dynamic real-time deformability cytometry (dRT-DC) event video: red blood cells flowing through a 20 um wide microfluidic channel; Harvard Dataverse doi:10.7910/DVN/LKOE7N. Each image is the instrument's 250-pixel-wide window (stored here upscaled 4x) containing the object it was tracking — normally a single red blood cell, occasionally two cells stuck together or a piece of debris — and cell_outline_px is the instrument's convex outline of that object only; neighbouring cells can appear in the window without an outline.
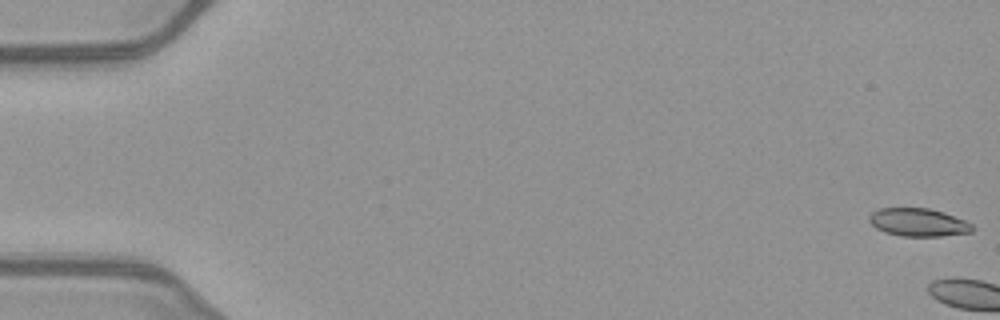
{"species": "common noctule bat (a hibernating species)", "species_latin": "Nyctalus noctula", "temperature_condition": "warm", "stored_images_in_passage": 4, "camera_frame_rate_fps": 3000, "um_per_image_px": 0.085, "animal": {"sex": "female", "body_mass_g": 21.9}, "frame": {"image": 1, "passage_image": 1, "time_ms": 0.0, "image_size_px": [1000, 320], "cell_outline_px": [[976, 228], [972, 232], [940, 236], [900, 236], [884, 232], [876, 228], [868, 220], [868, 216], [872, 212], [880, 208], [928, 208], [944, 212], [964, 220], [972, 224]], "centroid_in_image_um": [78.06, 18.9], "position_along_channel_um": 6.9, "area_um2": 16.94}}